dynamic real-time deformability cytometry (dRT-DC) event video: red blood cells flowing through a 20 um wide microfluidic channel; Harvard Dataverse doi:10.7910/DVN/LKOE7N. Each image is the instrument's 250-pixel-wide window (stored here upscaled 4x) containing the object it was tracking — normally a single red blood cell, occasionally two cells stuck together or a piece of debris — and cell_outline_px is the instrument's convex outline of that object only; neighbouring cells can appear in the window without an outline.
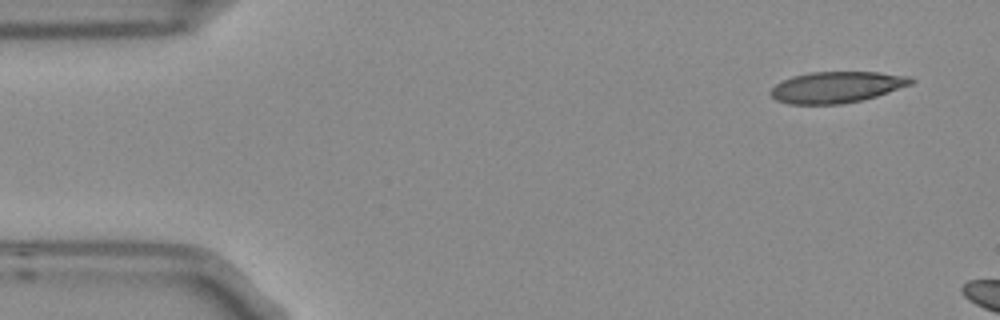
{"species": "Egyptian fruit bat (a non-hibernating species)", "species_latin": "Rousettus aegyptiacus", "temperature_condition": "room temperature", "stored_images_in_passage": 3, "camera_frame_rate_fps": 3000, "um_per_image_px": 0.085, "frame": {"image": 1, "passage_image": 1, "time_ms": 0.0, "image_size_px": [1000, 320], "cell_outline_px": [[916, 80], [912, 84], [876, 96], [860, 100], [840, 104], [788, 104], [776, 100], [768, 92], [776, 84], [792, 76], [808, 72], [880, 72], [912, 76]], "centroid_in_image_um": [71.13, 7.4], "position_along_channel_um": 13.9, "area_um2": 25.61}}